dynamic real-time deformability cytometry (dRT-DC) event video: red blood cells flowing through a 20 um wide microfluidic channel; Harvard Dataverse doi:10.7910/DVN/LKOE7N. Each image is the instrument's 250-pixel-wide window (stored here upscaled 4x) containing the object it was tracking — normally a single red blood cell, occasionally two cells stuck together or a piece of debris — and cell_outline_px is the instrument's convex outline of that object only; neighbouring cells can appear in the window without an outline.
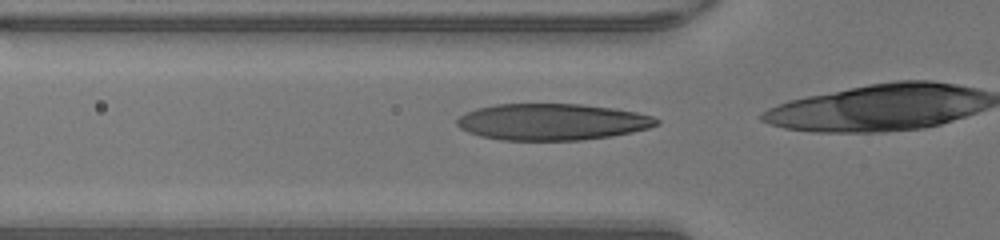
{"species": "human", "species_latin": "Homo sapiens", "temperature_condition": "warm", "stored_images_in_passage": 14, "camera_frame_rate_fps": 3000, "um_per_image_px": 0.085, "donor": {"sex": "male"}, "frame": {"image": 1, "passage_image": 12, "time_ms": 3.667, "image_size_px": [1000, 240], "cell_outline_px": [[660, 124], [648, 128], [632, 132], [612, 136], [580, 140], [500, 140], [480, 136], [468, 132], [460, 128], [456, 124], [456, 120], [460, 116], [476, 108], [496, 104], [580, 104], [616, 108], [636, 112], [652, 116], [660, 120]], "centroid_in_image_um": [46.94, 10.36], "position_along_channel_um": 78.9, "area_um2": 42.6}}